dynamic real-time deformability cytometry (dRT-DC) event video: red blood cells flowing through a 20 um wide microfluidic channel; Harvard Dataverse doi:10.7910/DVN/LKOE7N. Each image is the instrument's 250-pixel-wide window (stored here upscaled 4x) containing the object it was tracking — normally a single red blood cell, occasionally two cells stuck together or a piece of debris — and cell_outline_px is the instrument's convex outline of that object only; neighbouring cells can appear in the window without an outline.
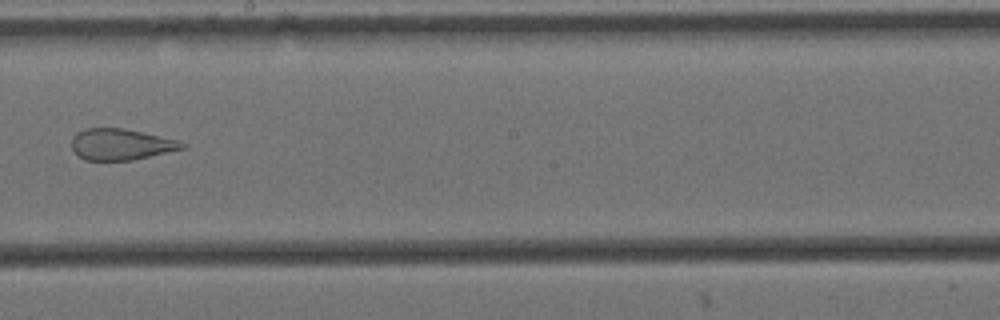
{"species": "Egyptian fruit bat (a non-hibernating species)", "species_latin": "Rousettus aegyptiacus", "temperature_condition": "cold", "stored_images_in_passage": 15, "camera_frame_rate_fps": 3000, "um_per_image_px": 0.085, "animal": {"sex": "female"}, "frame": {"image": 1, "passage_image": 9, "time_ms": 2.667, "image_size_px": [1000, 320], "cell_outline_px": [[188, 148], [132, 160], [84, 160], [76, 156], [72, 148], [72, 136], [76, 132], [84, 128], [124, 128], [176, 140], [188, 144]], "centroid_in_image_um": [10.26, 12.27], "position_along_channel_um": 237.9, "area_um2": 20.29}}